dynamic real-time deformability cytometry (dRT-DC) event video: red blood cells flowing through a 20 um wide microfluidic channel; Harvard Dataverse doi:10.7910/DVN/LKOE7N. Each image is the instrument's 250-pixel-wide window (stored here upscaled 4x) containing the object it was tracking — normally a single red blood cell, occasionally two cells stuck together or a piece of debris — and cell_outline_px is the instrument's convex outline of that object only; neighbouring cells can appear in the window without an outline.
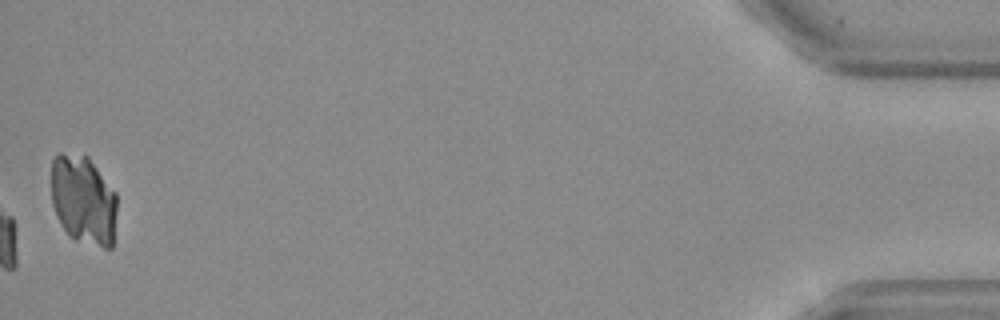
{"species": "Egyptian fruit bat (a non-hibernating species)", "species_latin": "Rousettus aegyptiacus", "temperature_condition": "warm", "stored_images_in_passage": 39, "camera_frame_rate_fps": 3000, "um_per_image_px": 0.085, "frame": {"image": 1, "passage_image": 39, "time_ms": 12.667, "image_size_px": [1000, 320], "cell_outline_px": [[116, 212], [112, 248], [104, 248], [76, 240], [68, 236], [60, 224], [56, 216], [52, 204], [52, 160], [56, 152], [60, 152], [88, 156], [116, 192]], "centroid_in_image_um": [7.08, 17.0], "position_along_channel_um": 428.1, "area_um2": 34.56}, "authors_computed_cell_mechanics": {"area_um2": 20.9814, "velocity_mm_per_s": 3.8551, "shape_relaxation_time_tau1_ms": null, "shape_relaxation_time_tau2_ms": 3.4318, "deformation_change_tau1": null, "deformation_change_tau2": 0.0926}}